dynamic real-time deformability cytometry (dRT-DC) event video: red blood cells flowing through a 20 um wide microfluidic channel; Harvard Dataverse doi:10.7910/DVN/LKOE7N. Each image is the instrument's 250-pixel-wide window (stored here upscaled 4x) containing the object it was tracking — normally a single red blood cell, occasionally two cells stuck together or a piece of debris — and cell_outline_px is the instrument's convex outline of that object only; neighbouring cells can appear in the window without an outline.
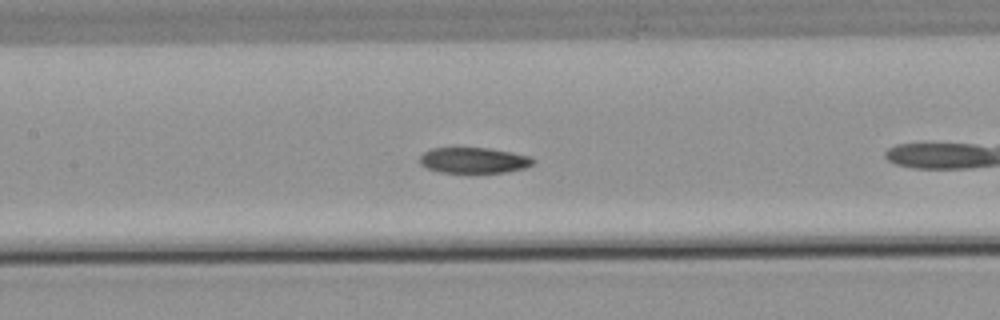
{"species": "common noctule bat (a hibernating species)", "species_latin": "Nyctalus noctula", "temperature_condition": "warm", "stored_images_in_passage": 27, "camera_frame_rate_fps": 3000, "um_per_image_px": 0.085, "animal": {"sex": "male", "body_mass_g": 21.5, "forearm_length_mm": 52.0}, "frame": {"image": 1, "passage_image": 10, "time_ms": 3.0, "image_size_px": [1000, 320], "cell_outline_px": [[536, 160], [532, 164], [524, 168], [504, 172], [440, 172], [428, 168], [420, 164], [420, 156], [424, 152], [432, 148], [488, 148], [512, 152], [532, 156]], "centroid_in_image_um": [40.29, 13.62], "position_along_channel_um": 167.1, "area_um2": 16.88}}
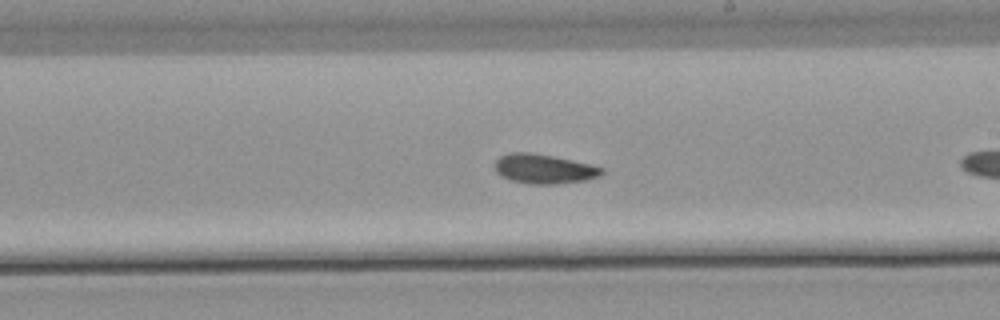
{"frame": {"image": 2, "passage_image": 16, "time_ms": 5.0, "image_size_px": [1000, 320], "cell_outline_px": [[604, 172], [600, 176], [584, 180], [556, 184], [532, 184], [508, 180], [500, 176], [496, 172], [496, 160], [500, 156], [512, 152], [528, 152], [552, 156], [592, 164], [604, 168]], "centroid_in_image_um": [46.24, 14.36], "position_along_channel_um": 242.8, "area_um2": 18.38}}
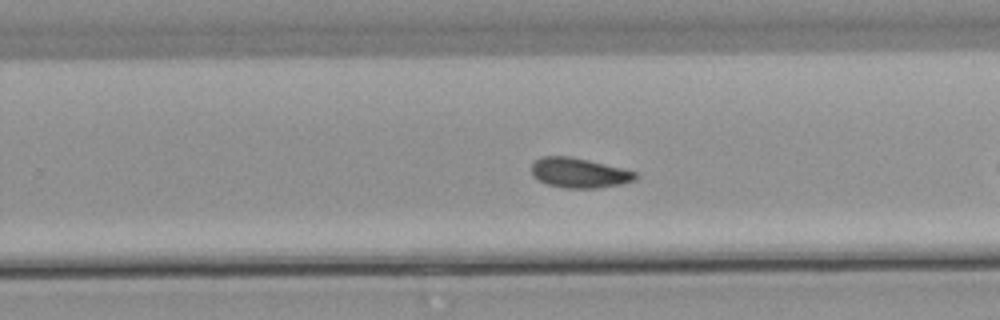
{"frame": {"image": 3, "passage_image": 19, "time_ms": 6.0, "image_size_px": [1000, 320], "cell_outline_px": [[640, 176], [636, 180], [620, 184], [596, 188], [564, 188], [548, 184], [536, 180], [532, 176], [532, 164], [536, 160], [544, 156], [568, 156], [588, 160], [636, 172]], "centroid_in_image_um": [49.22, 14.7], "position_along_channel_um": 280.6, "area_um2": 18.03}}